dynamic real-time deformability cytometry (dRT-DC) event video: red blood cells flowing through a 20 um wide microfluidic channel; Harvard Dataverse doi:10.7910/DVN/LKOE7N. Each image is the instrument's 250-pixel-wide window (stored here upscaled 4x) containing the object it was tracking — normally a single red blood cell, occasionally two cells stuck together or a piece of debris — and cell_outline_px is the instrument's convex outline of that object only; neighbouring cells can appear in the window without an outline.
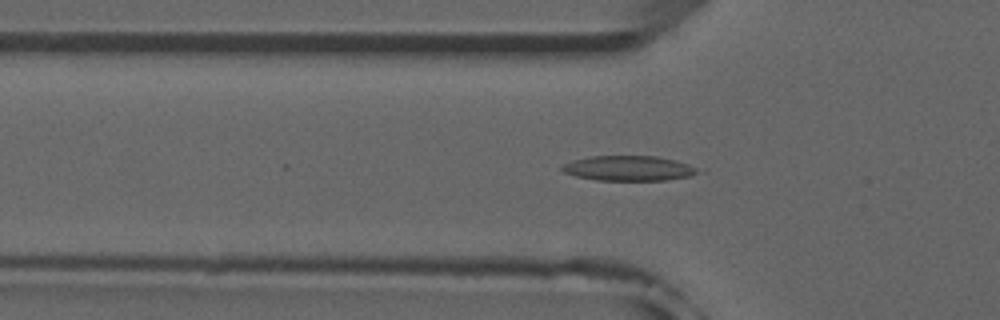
{"species": "common noctule bat (a hibernating species)", "species_latin": "Nyctalus noctula", "temperature_condition": "room temperature", "stored_images_in_passage": 52, "camera_frame_rate_fps": 3000, "um_per_image_px": 0.085, "animal": {"sex": "male", "forearm_length_mm": 52.5}, "frame": {"image": 1, "passage_image": 17, "time_ms": 5.333, "image_size_px": [1000, 320], "cell_outline_px": [[696, 172], [688, 176], [668, 180], [596, 180], [576, 176], [564, 172], [560, 168], [564, 164], [572, 160], [592, 156], [656, 156], [688, 164], [696, 168]], "centroid_in_image_um": [53.36, 14.3], "position_along_channel_um": 72.4, "area_um2": 19.42}}
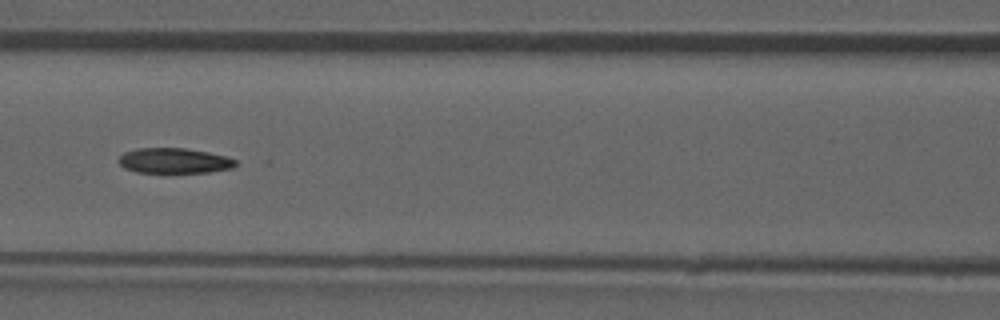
{"frame": {"image": 2, "passage_image": 23, "time_ms": 7.333, "image_size_px": [1000, 320], "cell_outline_px": [[236, 164], [232, 168], [208, 172], [136, 172], [124, 168], [116, 160], [124, 152], [136, 148], [184, 148], [208, 152], [224, 156], [236, 160]], "centroid_in_image_um": [14.75, 13.65], "position_along_channel_um": 151.8, "area_um2": 17.11}}
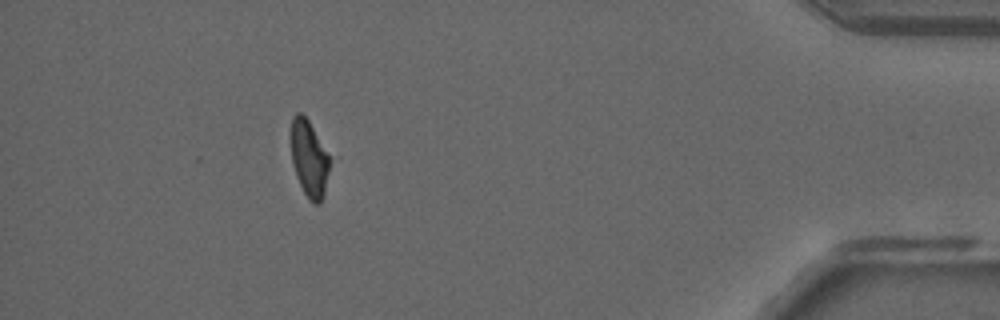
{"frame": {"image": 3, "passage_image": 47, "time_ms": 15.333, "image_size_px": [1000, 320], "cell_outline_px": [[332, 160], [324, 196], [320, 204], [312, 204], [308, 200], [296, 176], [292, 164], [288, 140], [288, 136], [292, 116], [296, 112], [300, 112], [308, 120], [332, 156]], "centroid_in_image_um": [26.27, 13.45], "position_along_channel_um": 408.9, "area_um2": 18.5}, "authors_computed_cell_mechanics": {"area_um2": 18.785, "velocity_mm_per_s": 3.9251, "shape_relaxation_time_tau1_ms": null, "shape_relaxation_time_tau2_ms": 6.3948, "deformation_change_tau1": null, "deformation_change_tau2": 0.1355}}